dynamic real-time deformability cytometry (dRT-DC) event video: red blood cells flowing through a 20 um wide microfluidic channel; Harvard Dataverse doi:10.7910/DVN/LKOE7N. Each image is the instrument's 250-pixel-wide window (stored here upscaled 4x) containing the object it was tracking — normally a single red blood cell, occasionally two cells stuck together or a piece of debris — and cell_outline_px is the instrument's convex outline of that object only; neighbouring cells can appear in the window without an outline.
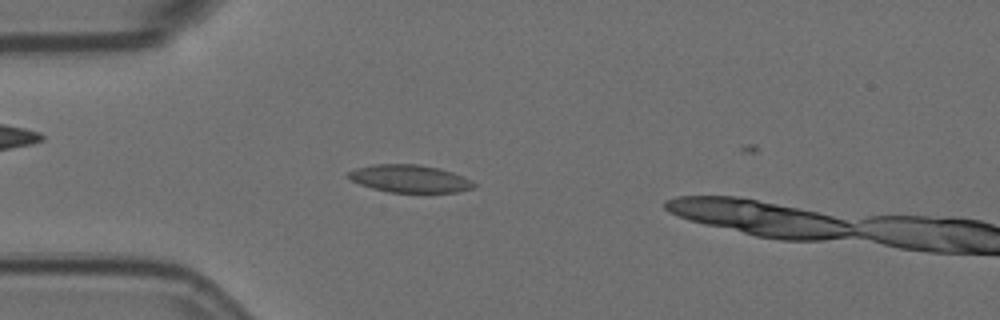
{"species": "Egyptian fruit bat (a non-hibernating species)", "species_latin": "Rousettus aegyptiacus", "temperature_condition": "room temperature", "stored_images_in_passage": 50, "camera_frame_rate_fps": 3000, "um_per_image_px": 0.085, "animal": {"sex": "female"}, "frame": {"image": 1, "passage_image": 15, "time_ms": 4.667, "image_size_px": [1000, 320], "cell_outline_px": [[476, 188], [456, 192], [388, 192], [372, 188], [360, 184], [352, 180], [348, 176], [348, 172], [356, 168], [372, 164], [416, 164], [440, 168], [452, 172], [476, 184]], "centroid_in_image_um": [34.81, 15.18], "position_along_channel_um": 50.2, "area_um2": 20.0}}
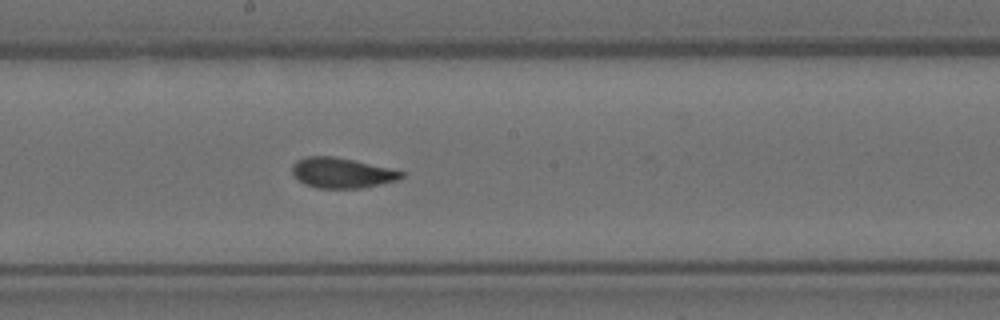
{"frame": {"image": 2, "passage_image": 30, "time_ms": 9.667, "image_size_px": [1000, 320], "cell_outline_px": [[404, 176], [396, 180], [380, 184], [360, 188], [316, 188], [304, 184], [292, 172], [292, 164], [296, 160], [304, 156], [336, 156], [404, 172]], "centroid_in_image_um": [29.0, 14.69], "position_along_channel_um": 219.2, "area_um2": 19.07}}
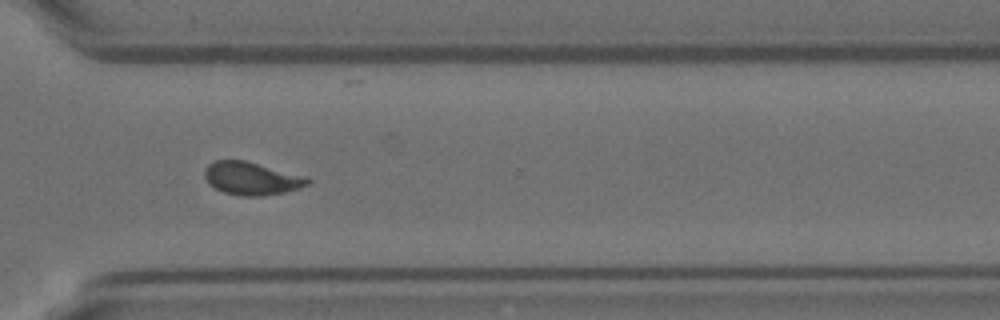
{"frame": {"image": 3, "passage_image": 41, "time_ms": 13.333, "image_size_px": [1000, 320], "cell_outline_px": [[312, 180], [308, 184], [284, 192], [260, 196], [244, 196], [224, 192], [208, 184], [204, 176], [204, 168], [208, 164], [216, 160], [244, 160], [308, 176]], "centroid_in_image_um": [21.37, 15.15], "position_along_channel_um": 349.2, "area_um2": 19.77}}